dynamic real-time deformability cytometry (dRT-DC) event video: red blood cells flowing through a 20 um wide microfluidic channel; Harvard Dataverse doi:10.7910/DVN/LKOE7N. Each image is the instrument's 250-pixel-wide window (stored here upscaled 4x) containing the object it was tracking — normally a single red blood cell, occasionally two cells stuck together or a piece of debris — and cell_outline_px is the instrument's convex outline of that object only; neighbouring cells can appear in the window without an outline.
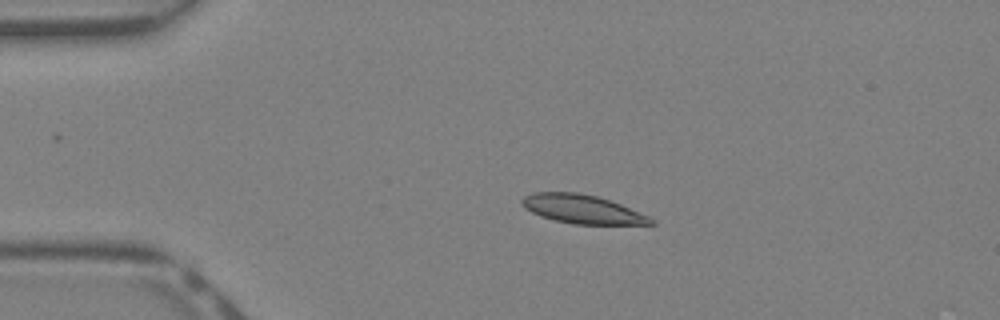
{"species": "Egyptian fruit bat (a non-hibernating species)", "species_latin": "Rousettus aegyptiacus", "temperature_condition": "warm", "stored_images_in_passage": 35, "camera_frame_rate_fps": 3000, "um_per_image_px": 0.085, "animal": {"sex": "female"}, "frame": {"image": 1, "passage_image": 8, "time_ms": 2.333, "image_size_px": [1000, 320], "cell_outline_px": [[656, 224], [572, 224], [540, 216], [532, 212], [520, 200], [524, 196], [532, 192], [576, 192], [596, 196], [620, 204], [648, 216], [656, 220]], "centroid_in_image_um": [49.5, 17.78], "position_along_channel_um": 35.5, "area_um2": 21.27}}
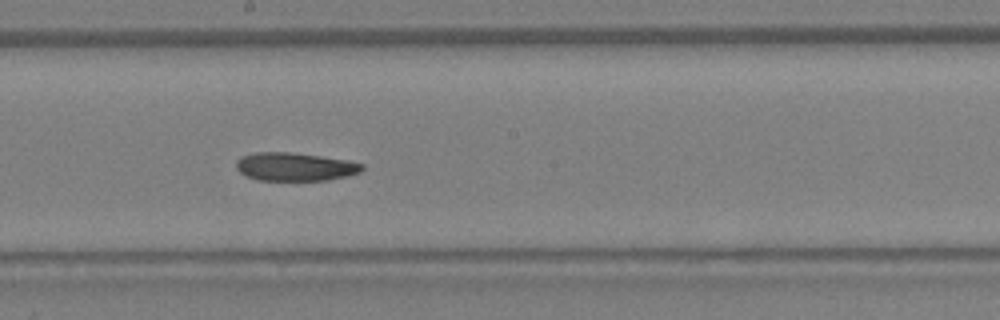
{"frame": {"image": 2, "passage_image": 22, "time_ms": 7.0, "image_size_px": [1000, 320], "cell_outline_px": [[364, 168], [360, 172], [348, 176], [328, 180], [256, 180], [240, 172], [236, 168], [236, 160], [240, 156], [252, 152], [292, 152], [348, 160], [364, 164]], "centroid_in_image_um": [25.06, 14.16], "position_along_channel_um": 223.1, "area_um2": 20.92}}
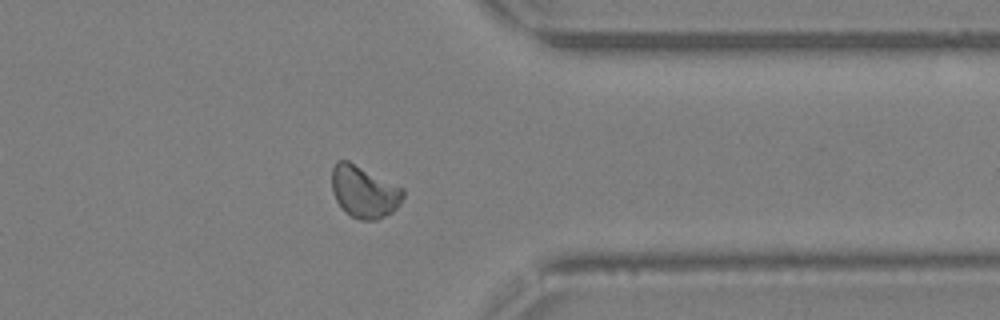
{"frame": {"image": 3, "passage_image": 32, "time_ms": 10.333, "image_size_px": [1000, 320], "cell_outline_px": [[404, 196], [400, 204], [392, 212], [376, 220], [360, 220], [344, 212], [336, 200], [332, 192], [332, 168], [336, 160], [348, 160], [404, 188]], "centroid_in_image_um": [30.94, 16.29], "position_along_channel_um": 380.5, "area_um2": 21.73}}